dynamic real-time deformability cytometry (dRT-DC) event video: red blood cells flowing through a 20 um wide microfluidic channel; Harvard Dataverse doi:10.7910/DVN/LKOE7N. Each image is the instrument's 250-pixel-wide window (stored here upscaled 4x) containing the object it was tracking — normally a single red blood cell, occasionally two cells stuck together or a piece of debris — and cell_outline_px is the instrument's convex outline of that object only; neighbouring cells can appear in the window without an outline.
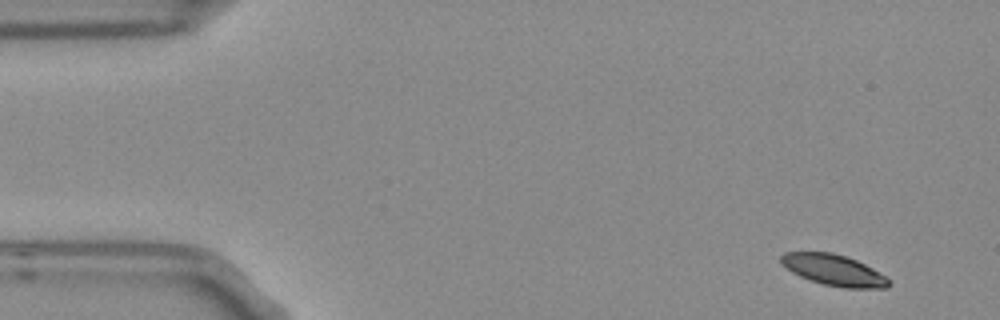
{"species": "Egyptian fruit bat (a non-hibernating species)", "species_latin": "Rousettus aegyptiacus", "temperature_condition": "room temperature", "stored_images_in_passage": 6, "camera_frame_rate_fps": 3000, "um_per_image_px": 0.085, "frame": {"image": 1, "passage_image": 1, "time_ms": 0.0, "image_size_px": [1000, 320], "cell_outline_px": [[892, 284], [884, 288], [844, 288], [824, 284], [800, 276], [792, 272], [780, 264], [780, 256], [784, 252], [832, 252], [856, 260], [872, 268], [884, 276]], "centroid_in_image_um": [70.83, 22.95], "position_along_channel_um": 14.2, "area_um2": 19.31}}
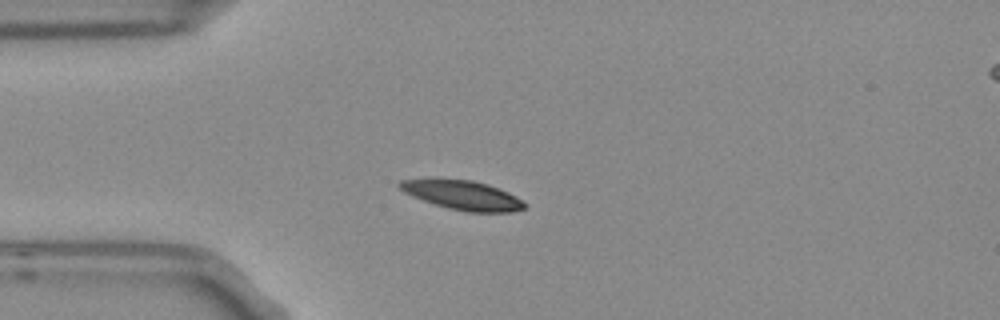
{"frame": {"image": 2, "passage_image": 4, "time_ms": 1.0, "image_size_px": [1000, 320], "cell_outline_px": [[528, 204], [524, 208], [512, 212], [468, 212], [448, 208], [412, 196], [404, 192], [396, 184], [400, 180], [472, 180], [488, 184], [508, 192], [516, 196]], "centroid_in_image_um": [39.38, 16.6], "position_along_channel_um": 45.6, "area_um2": 20.87}}